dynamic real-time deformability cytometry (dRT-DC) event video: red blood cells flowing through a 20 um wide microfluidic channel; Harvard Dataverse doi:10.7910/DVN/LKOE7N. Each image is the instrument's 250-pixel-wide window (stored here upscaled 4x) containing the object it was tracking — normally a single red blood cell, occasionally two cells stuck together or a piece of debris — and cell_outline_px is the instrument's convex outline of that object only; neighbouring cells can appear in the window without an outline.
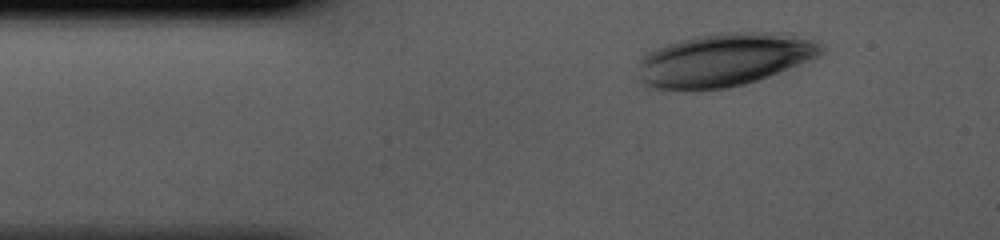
{"species": "human", "species_latin": "Homo sapiens", "temperature_condition": "cold", "stored_images_in_passage": 32, "camera_frame_rate_fps": 3000, "um_per_image_px": 0.085, "donor": {"sex": "male"}, "frame": {"image": 1, "passage_image": 1, "time_ms": 0.0, "image_size_px": [1000, 240], "cell_outline_px": [[824, 48], [816, 56], [808, 60], [768, 76], [744, 84], [728, 88], [684, 92], [652, 88], [644, 84], [640, 80], [640, 60], [648, 52], [656, 48], [680, 40], [696, 36], [720, 32], [764, 32], [792, 36], [812, 40], [824, 44]], "centroid_in_image_um": [61.47, 5.11], "position_along_channel_um": 23.5, "area_um2": 56.36}}
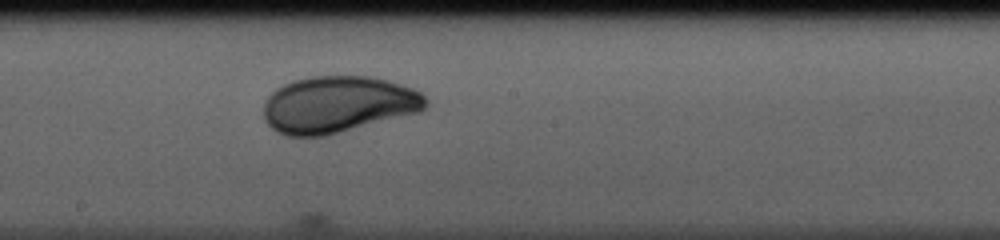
{"frame": {"image": 2, "passage_image": 18, "time_ms": 5.667, "image_size_px": [1000, 240], "cell_outline_px": [[428, 104], [420, 112], [324, 136], [288, 136], [276, 132], [264, 120], [264, 104], [268, 96], [276, 88], [292, 80], [312, 76], [372, 76], [388, 80], [412, 88], [420, 92], [428, 100]], "centroid_in_image_um": [28.72, 8.87], "position_along_channel_um": 219.5, "area_um2": 53.7}}
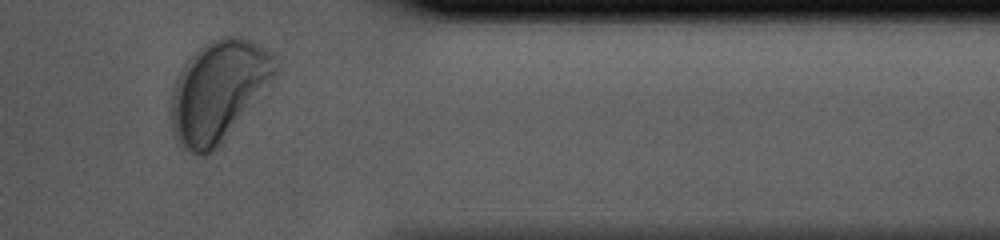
{"frame": {"image": 3, "passage_image": 31, "time_ms": 10.0, "image_size_px": [1000, 240], "cell_outline_px": [[280, 68], [268, 96], [212, 152], [200, 156], [192, 152], [176, 140], [172, 132], [172, 88], [184, 64], [204, 44], [212, 40], [224, 36], [240, 36], [260, 44], [276, 52]], "centroid_in_image_um": [18.73, 7.71], "position_along_channel_um": 392.7, "area_um2": 63.0}}